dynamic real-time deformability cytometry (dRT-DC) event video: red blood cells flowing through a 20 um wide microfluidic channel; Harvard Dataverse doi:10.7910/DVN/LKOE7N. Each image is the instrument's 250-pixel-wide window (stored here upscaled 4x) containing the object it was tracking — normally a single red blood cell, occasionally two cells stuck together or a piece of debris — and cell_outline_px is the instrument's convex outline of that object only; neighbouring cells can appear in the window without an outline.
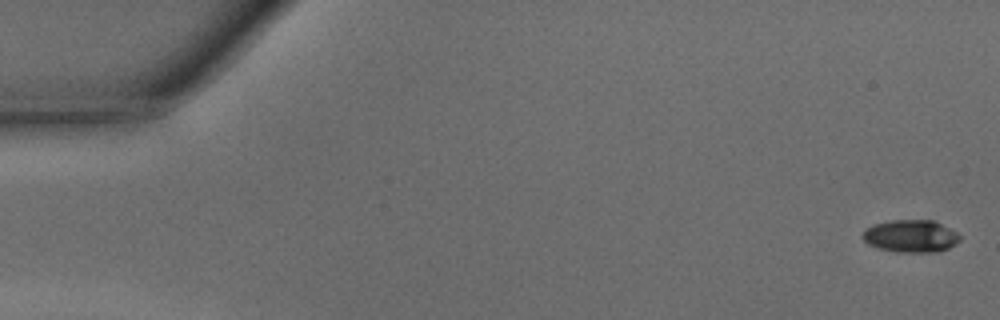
{"species": "common noctule bat (a hibernating species)", "species_latin": "Nyctalus noctula", "temperature_condition": "warm", "stored_images_in_passage": 12, "camera_frame_rate_fps": 3000, "um_per_image_px": 0.085, "animal": {"sex": "male", "body_mass_g": 15.6}, "frame": {"image": 1, "passage_image": 1, "time_ms": 0.0, "image_size_px": [1000, 320], "cell_outline_px": [[960, 240], [956, 244], [940, 252], [896, 252], [876, 248], [868, 244], [860, 236], [864, 228], [872, 224], [892, 220], [932, 220], [956, 232], [960, 236]], "centroid_in_image_um": [77.36, 20.08], "position_along_channel_um": 7.6, "area_um2": 18.61}}
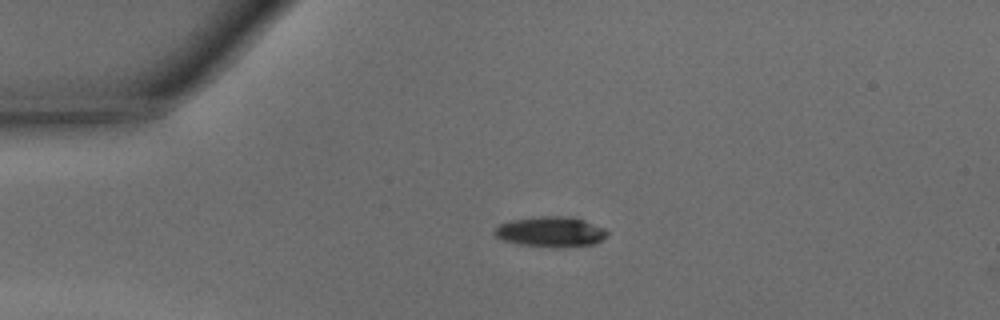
{"frame": {"image": 2, "passage_image": 11, "time_ms": 3.333, "image_size_px": [1000, 320], "cell_outline_px": [[608, 236], [596, 244], [556, 248], [520, 244], [504, 240], [496, 236], [492, 232], [500, 224], [512, 220], [540, 216], [568, 216], [584, 220], [604, 228], [608, 232]], "centroid_in_image_um": [46.85, 19.71], "position_along_channel_um": 38.2, "area_um2": 19.94}}